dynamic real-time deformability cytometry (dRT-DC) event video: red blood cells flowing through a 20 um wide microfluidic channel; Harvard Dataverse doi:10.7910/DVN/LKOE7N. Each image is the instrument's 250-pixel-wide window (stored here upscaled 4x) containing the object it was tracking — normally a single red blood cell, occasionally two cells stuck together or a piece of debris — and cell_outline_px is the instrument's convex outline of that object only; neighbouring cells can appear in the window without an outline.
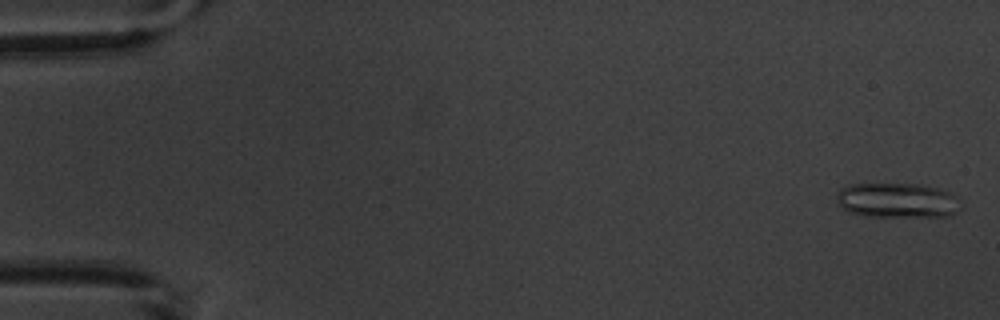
{"species": "common noctule bat (a hibernating species)", "species_latin": "Nyctalus noctula", "temperature_condition": "warm", "stored_images_in_passage": 4, "camera_frame_rate_fps": 3000, "um_per_image_px": 0.085, "animal": {"sex": "male", "body_mass_g": 20.1, "forearm_length_mm": 53.5}, "frame": {"image": 1, "passage_image": 1, "time_ms": 0.0, "image_size_px": [1000, 320], "cell_outline_px": [[964, 208], [952, 216], [864, 216], [848, 212], [836, 200], [836, 196], [840, 188], [848, 184], [916, 184], [936, 188], [948, 192], [956, 196], [964, 204]], "centroid_in_image_um": [76.32, 17.04], "position_along_channel_um": 8.7, "area_um2": 25.49}}
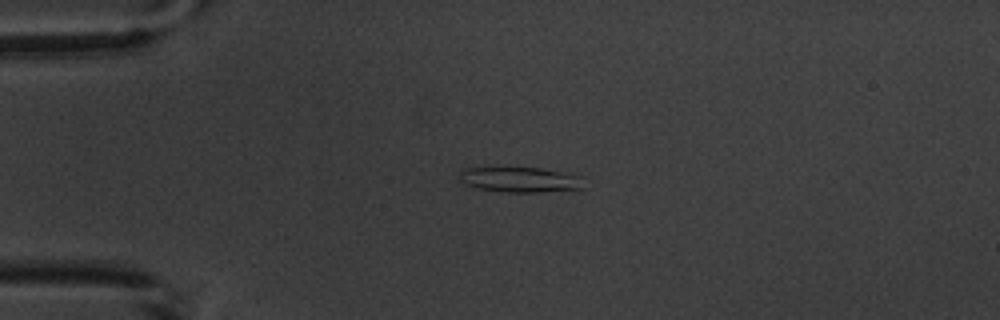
{"frame": {"image": 2, "passage_image": 4, "time_ms": 4.0, "image_size_px": [1000, 320], "cell_outline_px": [[584, 176], [580, 188], [544, 192], [504, 192], [476, 188], [464, 184], [460, 180], [460, 172], [464, 168], [540, 168]], "centroid_in_image_um": [44.19, 15.27], "position_along_channel_um": 40.8, "area_um2": 18.15}}